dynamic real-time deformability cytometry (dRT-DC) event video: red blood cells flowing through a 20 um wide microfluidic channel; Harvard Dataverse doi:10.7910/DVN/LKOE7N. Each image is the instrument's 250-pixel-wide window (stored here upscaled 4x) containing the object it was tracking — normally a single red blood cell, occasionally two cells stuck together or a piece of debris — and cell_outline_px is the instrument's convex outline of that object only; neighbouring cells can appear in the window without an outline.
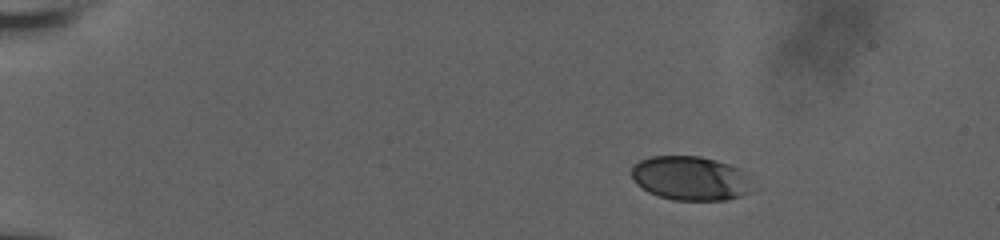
{"species": "human", "species_latin": "Homo sapiens", "temperature_condition": "room temperature", "stored_images_in_passage": 49, "camera_frame_rate_fps": 3000, "um_per_image_px": 0.085, "donor": {"sex": "male"}, "frame": {"image": 1, "passage_image": 1, "time_ms": 0.0, "image_size_px": [1000, 240], "cell_outline_px": [[748, 192], [740, 196], [728, 200], [672, 200], [648, 192], [636, 184], [632, 176], [632, 164], [640, 160], [652, 156], [700, 156], [716, 160], [740, 168], [748, 172]], "centroid_in_image_um": [58.66, 15.14], "position_along_channel_um": 26.3, "area_um2": 31.1}}
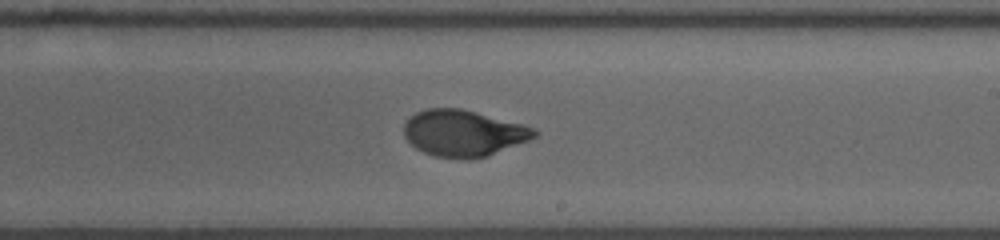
{"frame": {"image": 2, "passage_image": 28, "time_ms": 9.0, "image_size_px": [1000, 240], "cell_outline_px": [[540, 132], [536, 136], [528, 140], [488, 156], [472, 160], [460, 160], [432, 156], [416, 148], [404, 136], [404, 124], [416, 112], [428, 108], [460, 108], [476, 112], [536, 128]], "centroid_in_image_um": [39.39, 11.34], "position_along_channel_um": 249.6, "area_um2": 35.37}}
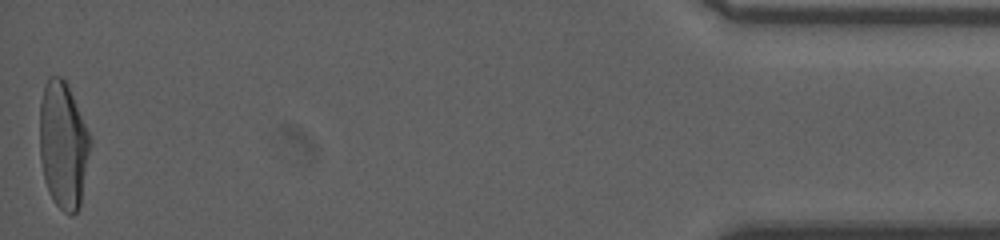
{"frame": {"image": 3, "passage_image": 49, "time_ms": 16.0, "image_size_px": [1000, 240], "cell_outline_px": [[92, 144], [80, 208], [72, 216], [64, 212], [52, 200], [48, 192], [44, 180], [40, 160], [40, 100], [44, 84], [48, 76], [60, 76], [64, 80], [72, 96], [92, 140]], "centroid_in_image_um": [5.37, 12.38], "position_along_channel_um": 429.8, "area_um2": 37.74}, "authors_computed_cell_mechanics": {"area_um2": 35.1424, "velocity_mm_per_s": 3.7475, "shape_relaxation_time_tau1_ms": 3.749, "shape_relaxation_time_tau2_ms": 0.7408, "deformation_change_tau1": 0.1711, "deformation_change_tau2": 0.0542}}